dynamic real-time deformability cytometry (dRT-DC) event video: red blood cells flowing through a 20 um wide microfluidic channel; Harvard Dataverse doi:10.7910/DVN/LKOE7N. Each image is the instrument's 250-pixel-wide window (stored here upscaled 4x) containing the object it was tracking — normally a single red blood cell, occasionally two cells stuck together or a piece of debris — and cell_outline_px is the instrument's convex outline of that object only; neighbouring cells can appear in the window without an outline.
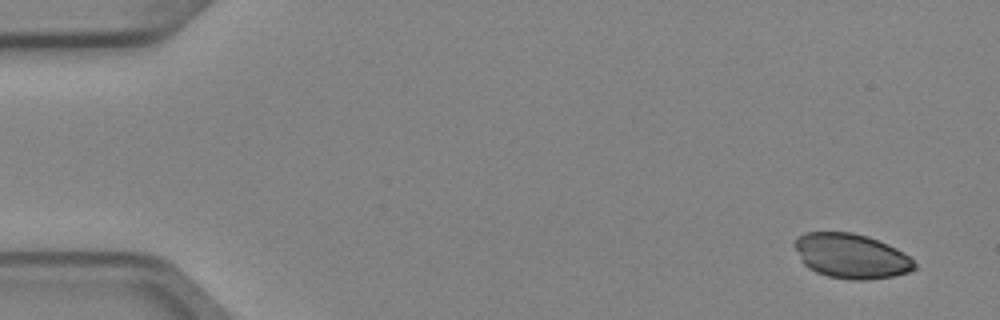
{"species": "Egyptian fruit bat (a non-hibernating species)", "species_latin": "Rousettus aegyptiacus", "temperature_condition": "cold", "stored_images_in_passage": 4, "camera_frame_rate_fps": 3000, "um_per_image_px": 0.085, "animal": {"sex": "female"}, "frame": {"image": 1, "passage_image": 1, "time_ms": 0.0, "image_size_px": [1000, 320], "cell_outline_px": [[916, 268], [908, 272], [892, 276], [868, 280], [852, 280], [828, 276], [816, 272], [808, 268], [804, 264], [792, 244], [804, 232], [852, 232], [868, 236], [888, 244], [896, 248], [908, 256], [916, 264]], "centroid_in_image_um": [72.34, 21.76], "position_along_channel_um": 12.7, "area_um2": 31.21}}
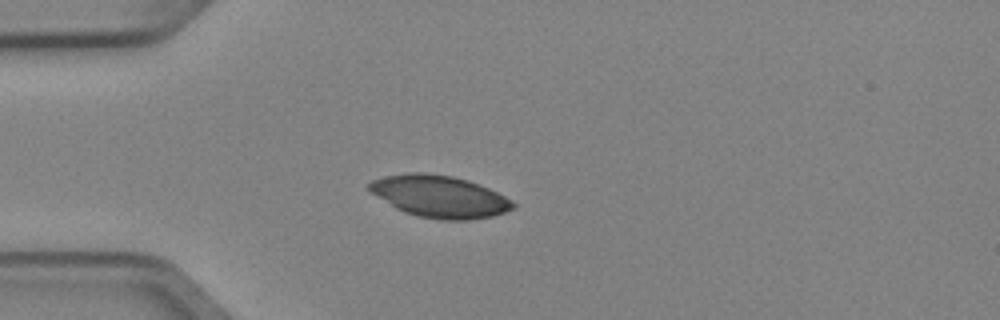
{"frame": {"image": 2, "passage_image": 4, "time_ms": 1.0, "image_size_px": [1000, 320], "cell_outline_px": [[516, 208], [492, 216], [468, 220], [440, 220], [416, 216], [404, 212], [396, 208], [368, 192], [368, 184], [372, 180], [388, 176], [408, 172], [424, 172], [452, 176], [468, 180], [488, 188], [512, 200], [516, 204]], "centroid_in_image_um": [37.35, 16.7], "position_along_channel_um": 47.7, "area_um2": 35.32}}